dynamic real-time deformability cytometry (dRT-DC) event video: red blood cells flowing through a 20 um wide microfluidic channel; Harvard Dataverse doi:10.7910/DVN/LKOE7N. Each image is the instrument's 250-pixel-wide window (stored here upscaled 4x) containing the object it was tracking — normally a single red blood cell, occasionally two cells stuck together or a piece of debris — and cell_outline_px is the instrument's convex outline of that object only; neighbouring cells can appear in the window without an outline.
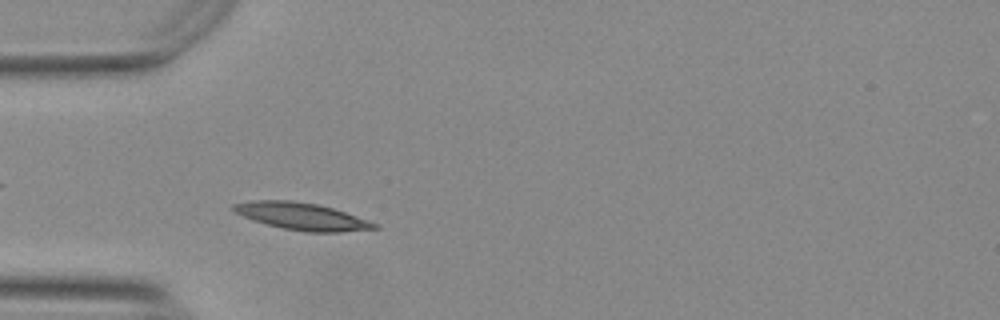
{"species": "Egyptian fruit bat (a non-hibernating species)", "species_latin": "Rousettus aegyptiacus", "temperature_condition": "warm", "stored_images_in_passage": 47, "camera_frame_rate_fps": 3000, "um_per_image_px": 0.085, "animal": {"sex": "female"}, "frame": {"image": 1, "passage_image": 9, "time_ms": 2.667, "image_size_px": [1000, 320], "cell_outline_px": [[380, 228], [340, 232], [304, 232], [280, 228], [252, 220], [236, 212], [232, 208], [232, 204], [256, 200], [288, 200], [316, 204], [332, 208], [380, 224]], "centroid_in_image_um": [25.67, 18.4], "position_along_channel_um": 59.3, "area_um2": 22.2}}
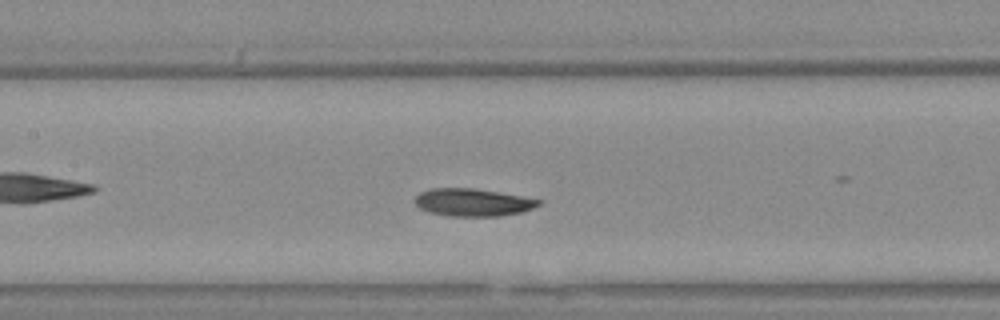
{"frame": {"image": 2, "passage_image": 18, "time_ms": 5.667, "image_size_px": [1000, 320], "cell_outline_px": [[544, 200], [540, 204], [532, 208], [520, 212], [500, 216], [452, 216], [428, 212], [420, 208], [412, 200], [420, 192], [432, 188], [472, 188], [524, 196]], "centroid_in_image_um": [40.18, 17.19], "position_along_channel_um": 167.2, "area_um2": 19.94}}
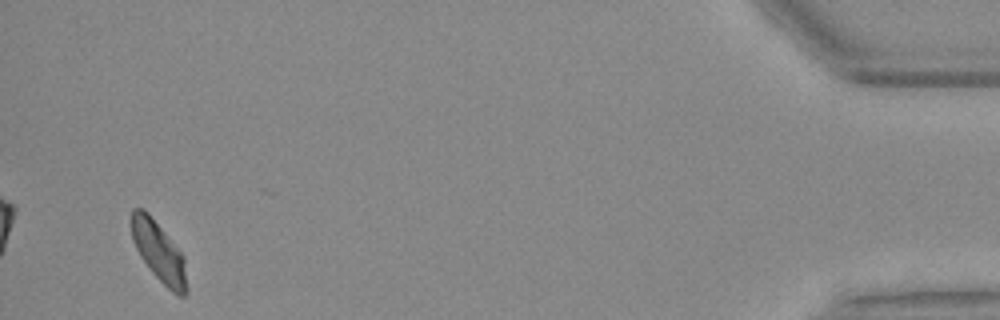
{"frame": {"image": 3, "passage_image": 45, "time_ms": 14.667, "image_size_px": [1000, 320], "cell_outline_px": [[188, 292], [184, 296], [176, 296], [152, 272], [140, 256], [132, 240], [132, 208], [144, 208], [148, 212], [184, 256], [188, 288]], "centroid_in_image_um": [13.53, 21.43], "position_along_channel_um": 421.7, "area_um2": 19.25}, "authors_computed_cell_mechanics": {"area_um2": 19.652, "velocity_mm_per_s": 3.7271, "shape_relaxation_time_tau1_ms": 3.2399, "shape_relaxation_time_tau2_ms": 3.7809, "deformation_change_tau1": 0.1337, "deformation_change_tau2": 0.0935}}